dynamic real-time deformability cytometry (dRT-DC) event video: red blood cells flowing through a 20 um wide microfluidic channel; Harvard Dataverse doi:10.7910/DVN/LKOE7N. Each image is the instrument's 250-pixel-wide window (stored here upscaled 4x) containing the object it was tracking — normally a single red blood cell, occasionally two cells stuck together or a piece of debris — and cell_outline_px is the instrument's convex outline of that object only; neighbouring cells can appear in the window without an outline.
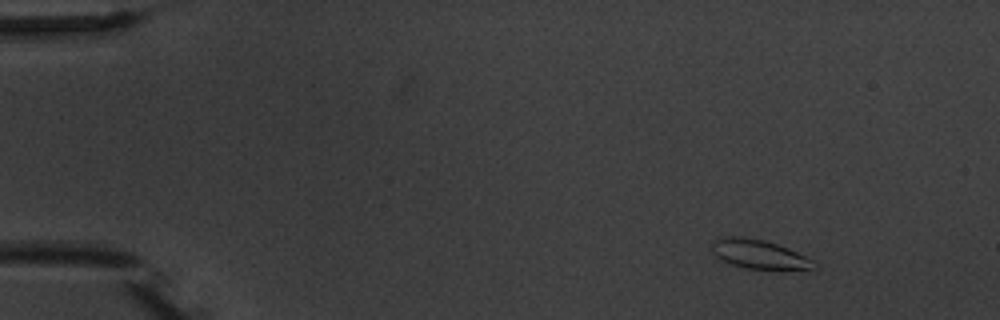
{"species": "common noctule bat (a hibernating species)", "species_latin": "Nyctalus noctula", "temperature_condition": "warm", "stored_images_in_passage": 4, "camera_frame_rate_fps": 3000, "um_per_image_px": 0.085, "animal": {"sex": "male", "body_mass_g": 20.1, "forearm_length_mm": 53.5}, "frame": {"image": 1, "passage_image": 1, "time_ms": 0.0, "image_size_px": [1000, 320], "cell_outline_px": [[816, 268], [744, 268], [720, 260], [712, 252], [712, 244], [720, 236], [744, 236], [764, 240], [788, 248], [812, 260]], "centroid_in_image_um": [64.41, 21.57], "position_along_channel_um": 20.6, "area_um2": 16.82}}
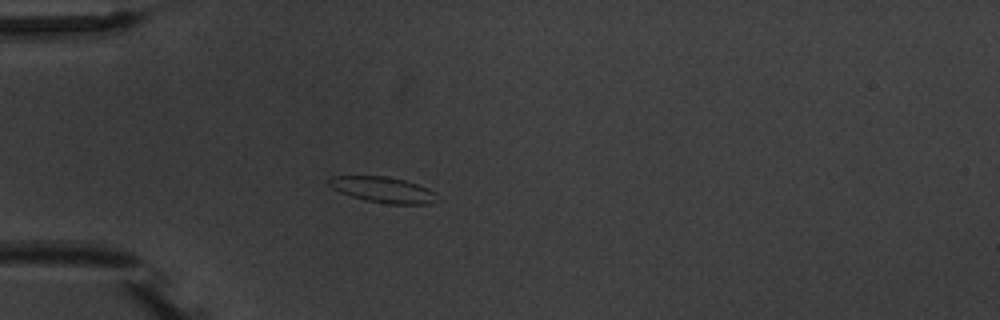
{"frame": {"image": 2, "passage_image": 4, "time_ms": 3.333, "image_size_px": [1000, 320], "cell_outline_px": [[440, 200], [428, 204], [388, 204], [364, 200], [340, 192], [332, 188], [328, 184], [328, 180], [332, 176], [388, 176], [404, 180], [428, 188], [436, 192]], "centroid_in_image_um": [32.6, 16.13], "position_along_channel_um": 52.4, "area_um2": 16.36}}